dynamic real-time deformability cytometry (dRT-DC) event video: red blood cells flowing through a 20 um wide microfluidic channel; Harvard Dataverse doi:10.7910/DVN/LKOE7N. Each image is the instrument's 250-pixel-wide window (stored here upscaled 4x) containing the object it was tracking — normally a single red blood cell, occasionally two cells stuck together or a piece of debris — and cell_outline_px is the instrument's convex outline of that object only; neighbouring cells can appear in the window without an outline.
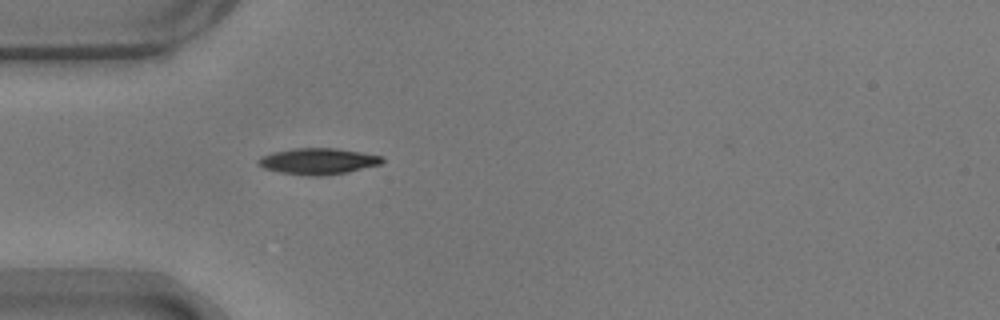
{"species": "common noctule bat (a hibernating species)", "species_latin": "Nyctalus noctula", "temperature_condition": "warm", "stored_images_in_passage": 9, "camera_frame_rate_fps": 3000, "um_per_image_px": 0.085, "animal": {"sex": "male", "body_mass_g": 17.9}, "frame": {"image": 1, "passage_image": 1, "time_ms": 0.0, "image_size_px": [1000, 320], "cell_outline_px": [[384, 160], [380, 164], [348, 172], [324, 176], [312, 176], [280, 172], [264, 168], [256, 164], [256, 160], [260, 156], [272, 152], [292, 148], [336, 148], [384, 156]], "centroid_in_image_um": [27.0, 13.7], "position_along_channel_um": 58.0, "area_um2": 19.07}}